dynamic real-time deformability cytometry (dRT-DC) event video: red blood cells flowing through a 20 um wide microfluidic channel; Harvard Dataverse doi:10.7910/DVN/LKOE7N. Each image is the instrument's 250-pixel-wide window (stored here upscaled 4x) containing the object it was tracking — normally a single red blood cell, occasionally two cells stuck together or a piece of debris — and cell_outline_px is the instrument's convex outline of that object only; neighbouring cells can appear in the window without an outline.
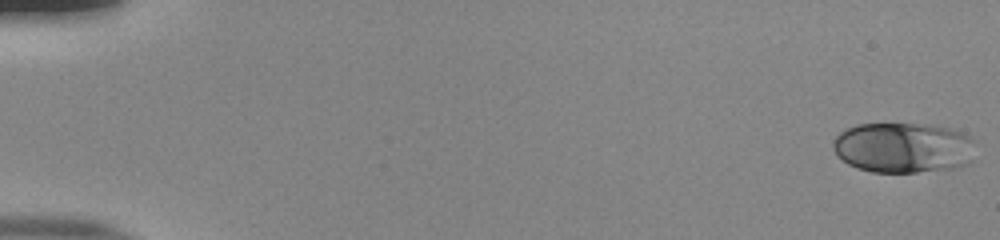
{"species": "human", "species_latin": "Homo sapiens", "temperature_condition": "room temperature", "stored_images_in_passage": 53, "camera_frame_rate_fps": 3000, "um_per_image_px": 0.085, "donor": {"sex": "male"}, "frame": {"image": 1, "passage_image": 1, "time_ms": 0.0, "image_size_px": [1000, 240], "cell_outline_px": [[976, 140], [972, 160], [968, 164], [956, 168], [916, 172], [872, 172], [856, 168], [848, 164], [836, 156], [832, 148], [832, 144], [836, 136], [840, 132], [856, 124], [928, 124], [952, 128]], "centroid_in_image_um": [76.79, 12.55], "position_along_channel_um": 8.2, "area_um2": 42.43}}
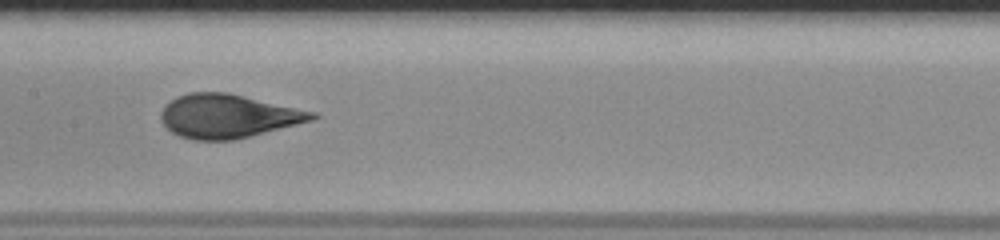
{"frame": {"image": 2, "passage_image": 28, "time_ms": 9.0, "image_size_px": [1000, 240], "cell_outline_px": [[320, 116], [312, 120], [236, 140], [192, 140], [180, 136], [172, 132], [160, 120], [160, 112], [164, 104], [176, 96], [188, 92], [228, 92], [316, 112]], "centroid_in_image_um": [19.34, 9.86], "position_along_channel_um": 188.1, "area_um2": 38.67}}
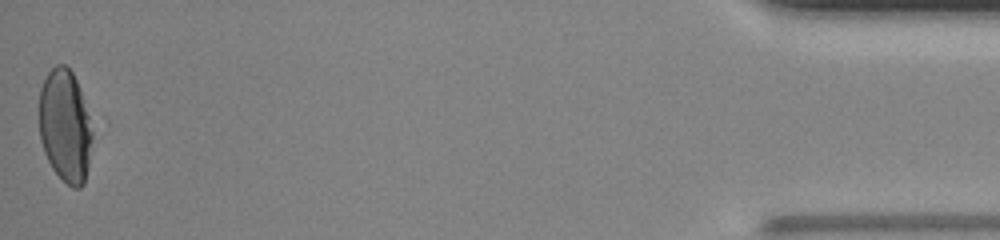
{"frame": {"image": 3, "passage_image": 53, "time_ms": 17.333, "image_size_px": [1000, 240], "cell_outline_px": [[92, 136], [88, 164], [84, 184], [80, 188], [72, 188], [52, 168], [44, 152], [40, 140], [40, 88], [48, 72], [56, 64], [64, 64], [72, 72], [76, 80], [88, 116], [92, 132]], "centroid_in_image_um": [5.52, 10.71], "position_along_channel_um": 429.7, "area_um2": 34.33}, "authors_computed_cell_mechanics": {"area_um2": 39.0728, "velocity_mm_per_s": 3.9098, "shape_relaxation_time_tau1_ms": 5.9696, "shape_relaxation_time_tau2_ms": null, "deformation_change_tau1": 0.2066, "deformation_change_tau2": null}}